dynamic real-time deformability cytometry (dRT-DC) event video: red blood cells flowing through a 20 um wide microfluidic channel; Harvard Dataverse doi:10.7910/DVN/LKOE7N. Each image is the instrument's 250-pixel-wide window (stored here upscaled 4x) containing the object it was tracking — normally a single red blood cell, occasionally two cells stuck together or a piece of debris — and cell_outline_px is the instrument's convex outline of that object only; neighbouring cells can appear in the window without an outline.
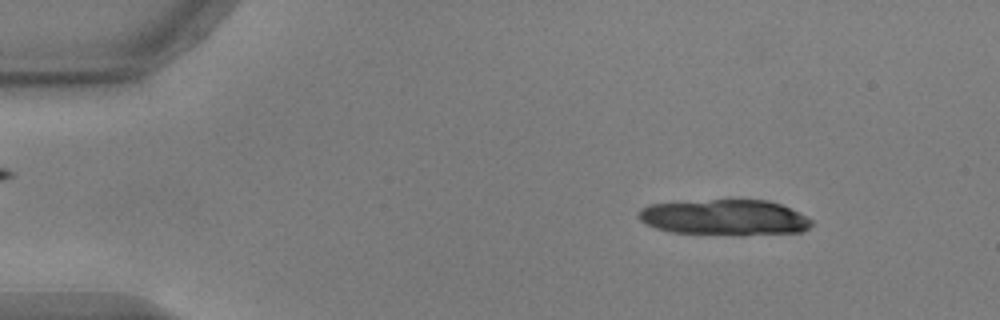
{"species": "common noctule bat (a hibernating species)", "species_latin": "Nyctalus noctula", "temperature_condition": "warm", "stored_images_in_passage": 17, "camera_frame_rate_fps": 3000, "um_per_image_px": 0.085, "animal": {"sex": "male", "body_mass_g": 17.9, "forearm_length_mm": 54.2}, "frame": {"image": 1, "passage_image": 6, "time_ms": 1.667, "image_size_px": [1000, 320], "cell_outline_px": [[812, 224], [804, 232], [744, 236], [740, 236], [672, 232], [656, 228], [640, 220], [636, 216], [636, 212], [640, 208], [648, 204], [712, 200], [768, 200], [780, 204], [800, 212], [812, 220]], "centroid_in_image_um": [61.62, 18.5], "position_along_channel_um": 23.4, "area_um2": 36.59}}